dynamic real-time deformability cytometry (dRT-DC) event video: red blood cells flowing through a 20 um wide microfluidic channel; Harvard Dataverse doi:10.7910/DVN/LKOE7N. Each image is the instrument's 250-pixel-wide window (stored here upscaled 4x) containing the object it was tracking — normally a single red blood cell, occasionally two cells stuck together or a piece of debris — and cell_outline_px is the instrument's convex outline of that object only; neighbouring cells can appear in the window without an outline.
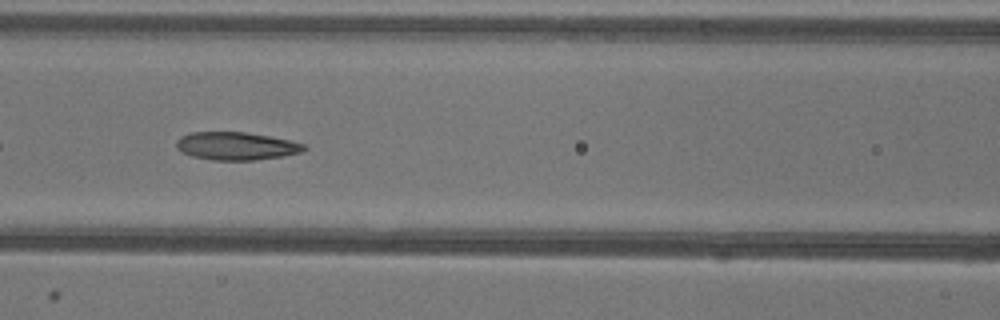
{"species": "common noctule bat (a hibernating species)", "species_latin": "Nyctalus noctula", "temperature_condition": "warm", "stored_images_in_passage": 25, "camera_frame_rate_fps": 3000, "um_per_image_px": 0.085, "animal": {"sex": "female"}, "frame": {"image": 1, "passage_image": 8, "time_ms": 2.333, "image_size_px": [1000, 320], "cell_outline_px": [[308, 148], [300, 152], [280, 156], [256, 160], [212, 160], [192, 156], [180, 152], [176, 148], [176, 140], [180, 136], [192, 132], [244, 132], [268, 136], [288, 140], [304, 144]], "centroid_in_image_um": [20.02, 12.41], "position_along_channel_um": 146.6, "area_um2": 20.69}}
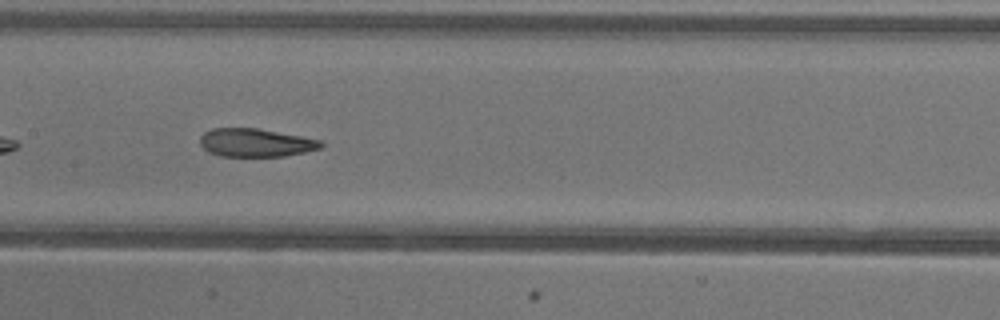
{"frame": {"image": 2, "passage_image": 11, "time_ms": 3.333, "image_size_px": [1000, 320], "cell_outline_px": [[324, 144], [320, 148], [304, 152], [284, 156], [220, 156], [208, 152], [200, 144], [200, 136], [204, 132], [212, 128], [256, 128], [300, 136], [320, 140]], "centroid_in_image_um": [21.69, 12.13], "position_along_channel_um": 185.7, "area_um2": 19.77}}
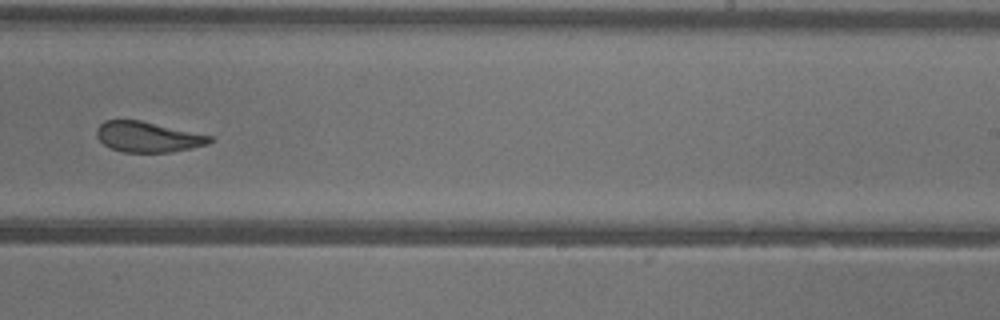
{"frame": {"image": 3, "passage_image": 18, "time_ms": 5.667, "image_size_px": [1000, 320], "cell_outline_px": [[212, 140], [208, 144], [192, 148], [172, 152], [124, 152], [112, 148], [104, 144], [96, 136], [96, 128], [104, 120], [140, 120], [212, 136]], "centroid_in_image_um": [12.55, 11.63], "position_along_channel_um": 276.4, "area_um2": 19.94}}